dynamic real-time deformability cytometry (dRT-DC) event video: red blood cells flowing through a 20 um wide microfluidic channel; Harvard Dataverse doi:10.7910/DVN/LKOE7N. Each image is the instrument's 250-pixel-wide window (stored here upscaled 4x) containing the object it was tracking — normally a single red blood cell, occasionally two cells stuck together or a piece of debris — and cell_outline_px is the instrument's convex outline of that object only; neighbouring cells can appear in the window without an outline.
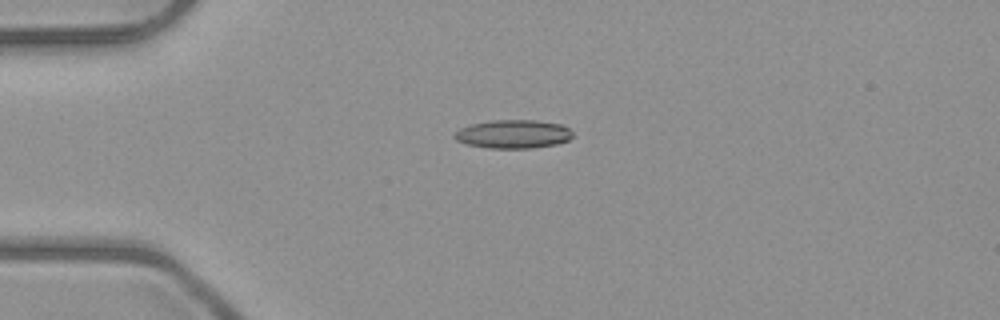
{"species": "common noctule bat (a hibernating species)", "species_latin": "Nyctalus noctula", "temperature_condition": "room temperature", "stored_images_in_passage": 4, "camera_frame_rate_fps": 3000, "um_per_image_px": 0.085, "animal": {"sex": "male", "body_mass_g": 23.1, "forearm_length_mm": 52.7}, "frame": {"image": 1, "passage_image": 3, "time_ms": 2.333, "image_size_px": [1000, 320], "cell_outline_px": [[572, 136], [568, 140], [556, 144], [532, 148], [488, 148], [468, 144], [456, 140], [452, 136], [460, 128], [472, 124], [492, 120], [536, 120], [560, 124], [568, 128], [572, 132]], "centroid_in_image_um": [43.62, 11.39], "position_along_channel_um": 41.4, "area_um2": 19.54}}